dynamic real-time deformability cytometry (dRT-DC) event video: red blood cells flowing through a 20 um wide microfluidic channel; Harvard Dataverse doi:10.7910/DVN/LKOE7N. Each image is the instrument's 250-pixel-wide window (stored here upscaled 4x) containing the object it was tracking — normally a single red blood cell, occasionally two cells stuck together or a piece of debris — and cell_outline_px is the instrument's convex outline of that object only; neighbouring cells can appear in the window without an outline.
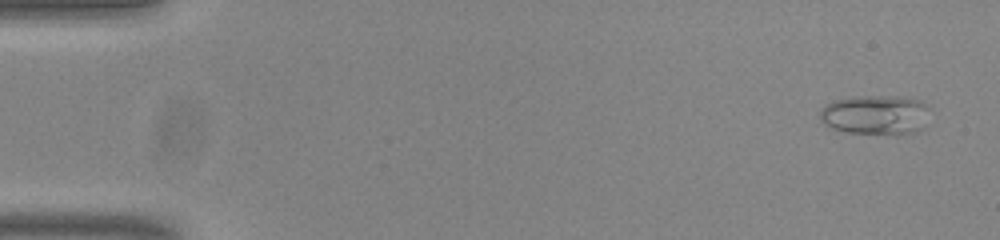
{"species": "common noctule bat (a hibernating species)", "species_latin": "Nyctalus noctula", "temperature_condition": "room temperature", "stored_images_in_passage": 53, "camera_frame_rate_fps": 3000, "um_per_image_px": 0.085, "animal": {"sex": "male", "body_mass_g": 20.0, "forearm_length_mm": 53.3}, "frame": {"image": 1, "passage_image": 2, "time_ms": 0.333, "image_size_px": [1000, 240], "cell_outline_px": [[928, 108], [924, 128], [916, 132], [896, 136], [844, 132], [832, 128], [824, 124], [820, 120], [820, 112], [824, 104], [836, 100], [852, 96], [896, 96], [920, 100]], "centroid_in_image_um": [74.41, 9.79], "position_along_channel_um": 10.6, "area_um2": 25.89}}
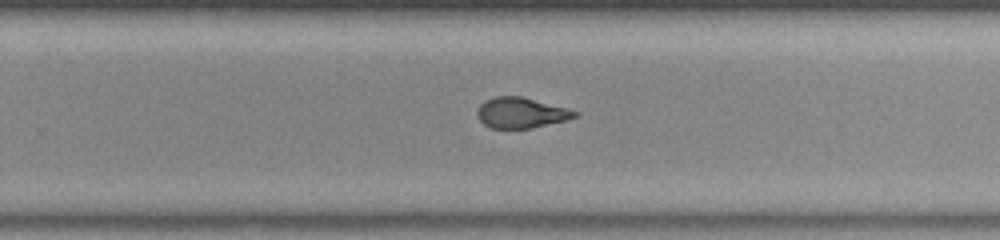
{"frame": {"image": 2, "passage_image": 34, "time_ms": 11.0, "image_size_px": [1000, 240], "cell_outline_px": [[580, 116], [568, 120], [532, 128], [492, 128], [484, 124], [476, 116], [476, 108], [484, 100], [496, 96], [520, 96], [568, 108], [580, 112]], "centroid_in_image_um": [44.31, 9.58], "position_along_channel_um": 285.5, "area_um2": 17.63}}
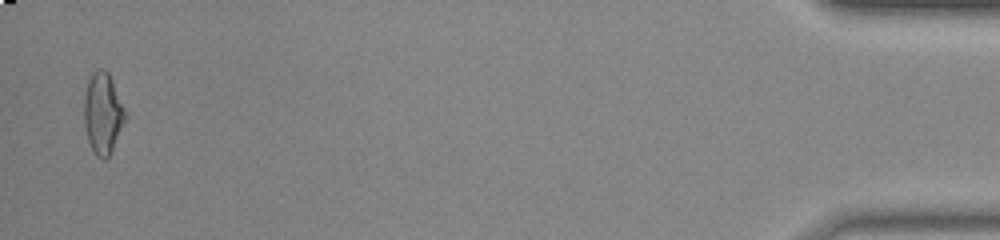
{"frame": {"image": 3, "passage_image": 52, "time_ms": 17.0, "image_size_px": [1000, 240], "cell_outline_px": [[124, 120], [112, 152], [104, 160], [96, 156], [88, 140], [84, 124], [84, 96], [88, 80], [92, 72], [96, 68], [104, 68], [108, 72], [112, 80], [124, 112]], "centroid_in_image_um": [8.69, 9.62], "position_along_channel_um": 426.5, "area_um2": 19.07}, "authors_computed_cell_mechanics": {"area_um2": 18.5538, "velocity_mm_per_s": 3.8287, "shape_relaxation_time_tau1_ms": 6.996, "shape_relaxation_time_tau2_ms": 1.3992, "deformation_change_tau1": 0.2322, "deformation_change_tau2": 0.0909}}